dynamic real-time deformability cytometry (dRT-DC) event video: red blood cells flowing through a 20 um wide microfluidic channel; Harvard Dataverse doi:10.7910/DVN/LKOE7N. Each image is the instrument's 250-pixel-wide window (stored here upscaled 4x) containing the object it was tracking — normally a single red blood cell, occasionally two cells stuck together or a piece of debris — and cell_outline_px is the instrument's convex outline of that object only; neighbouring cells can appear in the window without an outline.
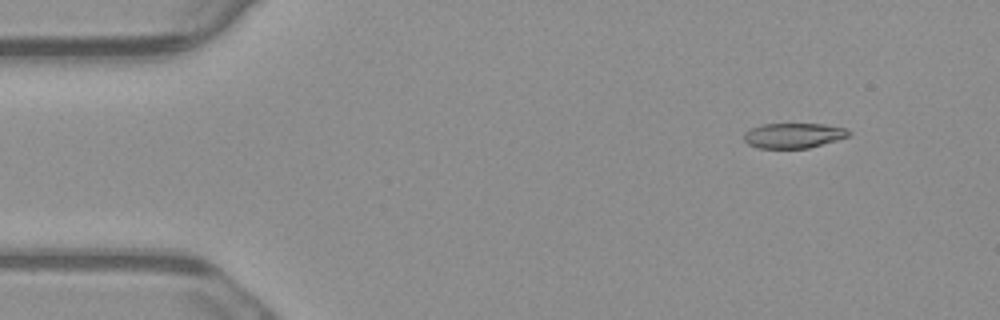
{"species": "common noctule bat (a hibernating species)", "species_latin": "Nyctalus noctula", "temperature_condition": "warm", "stored_images_in_passage": 4, "camera_frame_rate_fps": 3000, "um_per_image_px": 0.085, "animal": {"sex": "male", "body_mass_g": 23.1, "forearm_length_mm": 52.7}, "frame": {"image": 1, "passage_image": 2, "time_ms": 0.333, "image_size_px": [1000, 320], "cell_outline_px": [[852, 132], [848, 136], [836, 140], [808, 148], [756, 148], [748, 144], [744, 140], [744, 132], [752, 128], [764, 124], [824, 124], [844, 128]], "centroid_in_image_um": [67.43, 11.52], "position_along_channel_um": 17.6, "area_um2": 15.2}}
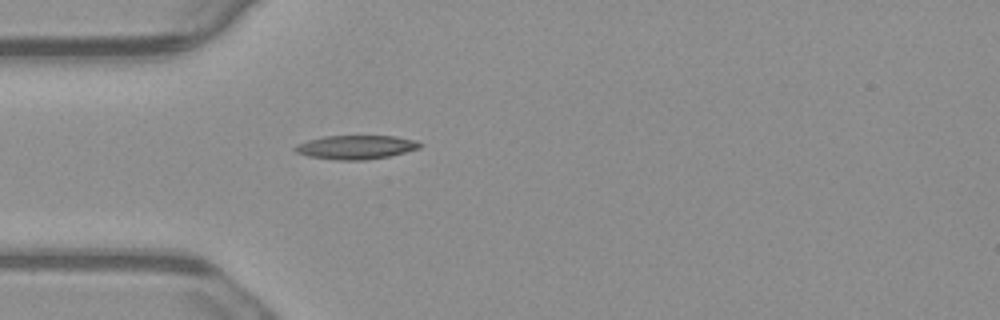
{"frame": {"image": 2, "passage_image": 4, "time_ms": 1.0, "image_size_px": [1000, 320], "cell_outline_px": [[420, 148], [388, 156], [364, 160], [336, 160], [308, 156], [296, 152], [292, 148], [296, 144], [308, 140], [324, 136], [396, 136], [416, 140], [420, 144]], "centroid_in_image_um": [30.21, 12.51], "position_along_channel_um": 54.8, "area_um2": 17.28}}